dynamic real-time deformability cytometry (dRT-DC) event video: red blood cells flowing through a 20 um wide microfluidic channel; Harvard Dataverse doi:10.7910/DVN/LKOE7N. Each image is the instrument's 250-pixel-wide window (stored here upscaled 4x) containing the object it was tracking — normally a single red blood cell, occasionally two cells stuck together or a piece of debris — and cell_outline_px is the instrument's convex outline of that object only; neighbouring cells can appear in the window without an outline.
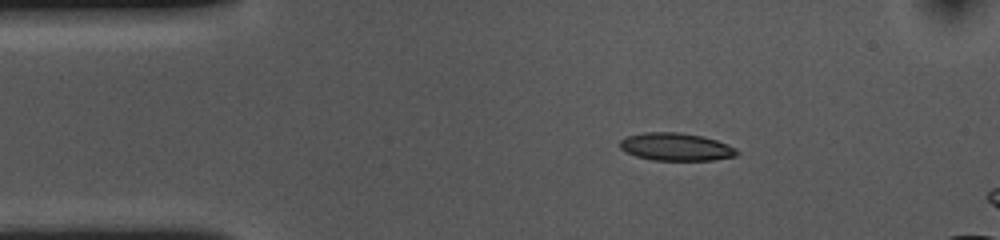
{"species": "common noctule bat (a hibernating species)", "species_latin": "Nyctalus noctula", "temperature_condition": "cold", "stored_images_in_passage": 6, "camera_frame_rate_fps": 3000, "um_per_image_px": 0.085, "animal": {"sex": "female", "body_mass_g": 10.0, "forearm_length_mm": 53.1}, "frame": {"image": 1, "passage_image": 1, "time_ms": 0.0, "image_size_px": [1000, 240], "cell_outline_px": [[740, 152], [736, 156], [716, 160], [652, 160], [636, 156], [620, 148], [620, 140], [628, 136], [644, 132], [676, 132], [704, 136], [728, 144], [736, 148]], "centroid_in_image_um": [57.5, 12.48], "position_along_channel_um": 27.5, "area_um2": 18.96}}